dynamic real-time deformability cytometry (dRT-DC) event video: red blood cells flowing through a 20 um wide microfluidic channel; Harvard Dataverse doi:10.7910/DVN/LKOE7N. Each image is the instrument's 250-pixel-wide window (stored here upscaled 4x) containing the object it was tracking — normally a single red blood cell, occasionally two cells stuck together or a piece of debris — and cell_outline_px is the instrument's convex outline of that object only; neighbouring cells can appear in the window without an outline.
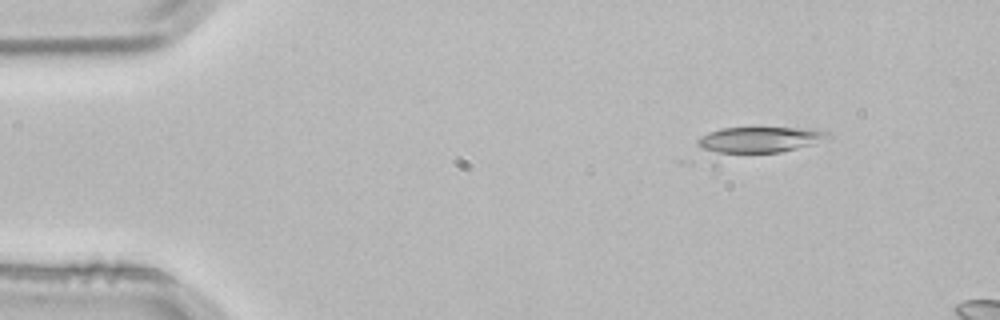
{"species": "common noctule bat (a hibernating species)", "species_latin": "Nyctalus noctula", "temperature_condition": "room temperature", "stored_images_in_passage": 3, "camera_frame_rate_fps": 3000, "um_per_image_px": 0.085, "animal": {"sex": "male", "body_mass_g": 21.5, "forearm_length_mm": 52.0}, "frame": {"image": 1, "passage_image": 1, "time_ms": 0.0, "image_size_px": [1000, 320], "cell_outline_px": [[832, 136], [812, 144], [716, 168], [712, 168], [680, 164], [672, 160], [696, 140], [708, 132], [720, 128], [820, 128], [832, 132]], "centroid_in_image_um": [63.41, 12.31], "position_along_channel_um": 21.6, "area_um2": 28.21}}